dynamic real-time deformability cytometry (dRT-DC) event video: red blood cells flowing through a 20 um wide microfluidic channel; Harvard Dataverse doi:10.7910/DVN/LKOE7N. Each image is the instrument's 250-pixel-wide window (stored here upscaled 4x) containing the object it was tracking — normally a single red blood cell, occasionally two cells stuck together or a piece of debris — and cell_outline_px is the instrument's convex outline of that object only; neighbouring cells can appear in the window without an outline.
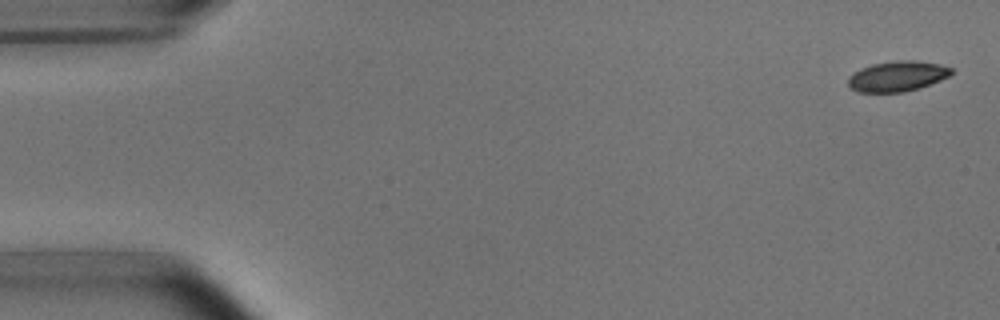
{"species": "common noctule bat (a hibernating species)", "species_latin": "Nyctalus noctula", "temperature_condition": "room temperature", "stored_images_in_passage": 6, "segment_of_instrument_passage": [1, 2], "camera_frame_rate_fps": 3000, "um_per_image_px": 0.085, "animal": {"sex": "male", "body_mass_g": 15.6}, "frame": {"image": 1, "passage_image": 1, "time_ms": 0.0, "image_size_px": [1000, 320], "cell_outline_px": [[952, 72], [948, 76], [940, 80], [920, 88], [904, 92], [860, 92], [852, 88], [848, 84], [848, 76], [852, 72], [860, 68], [872, 64], [896, 60], [916, 60], [940, 64], [952, 68]], "centroid_in_image_um": [76.26, 6.47], "position_along_channel_um": 8.7, "area_um2": 18.32}}
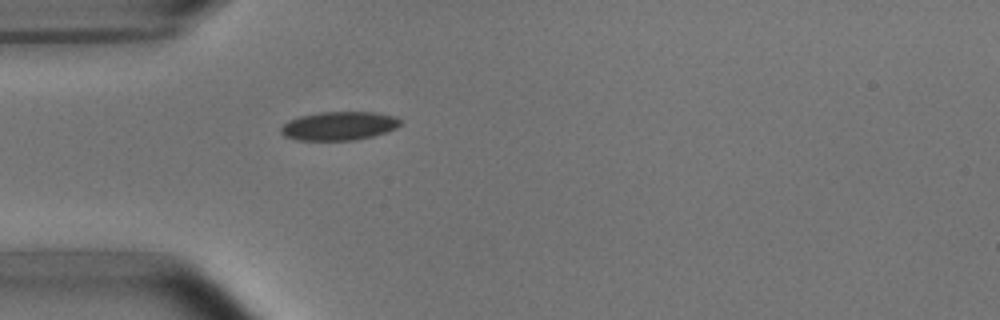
{"frame": {"image": 2, "passage_image": 5, "time_ms": 4.667, "image_size_px": [1000, 320], "cell_outline_px": [[400, 124], [396, 128], [372, 136], [356, 140], [296, 140], [284, 136], [280, 132], [280, 128], [288, 120], [300, 116], [320, 112], [376, 112], [396, 116], [400, 120]], "centroid_in_image_um": [28.79, 10.7], "position_along_channel_um": 56.2, "area_um2": 19.94}}